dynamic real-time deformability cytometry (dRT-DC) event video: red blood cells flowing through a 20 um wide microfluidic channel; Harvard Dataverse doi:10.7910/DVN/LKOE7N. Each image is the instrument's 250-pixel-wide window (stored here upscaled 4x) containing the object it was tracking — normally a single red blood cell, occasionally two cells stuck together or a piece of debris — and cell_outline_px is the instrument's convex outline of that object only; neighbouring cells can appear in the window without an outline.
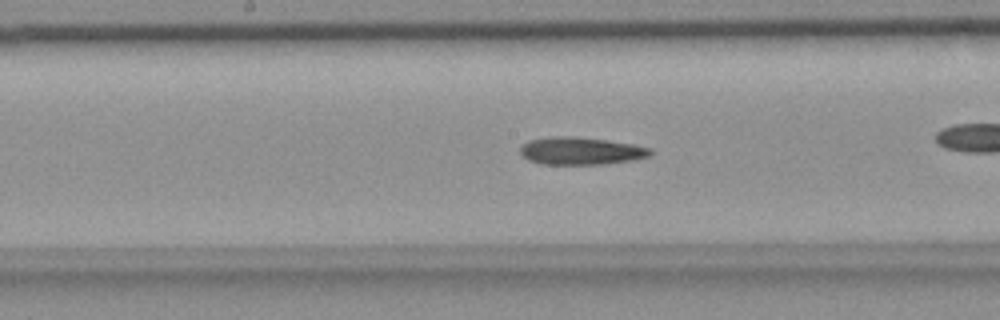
{"species": "common noctule bat (a hibernating species)", "species_latin": "Nyctalus noctula", "temperature_condition": "room temperature", "stored_images_in_passage": 46, "camera_frame_rate_fps": 3000, "um_per_image_px": 0.085, "animal": {"sex": "female", "body_mass_g": 18.4}, "frame": {"image": 1, "passage_image": 27, "time_ms": 8.667, "image_size_px": [1000, 320], "cell_outline_px": [[652, 152], [648, 156], [632, 160], [604, 164], [540, 164], [528, 160], [520, 152], [520, 148], [528, 140], [552, 136], [572, 136], [604, 140], [632, 144], [652, 148]], "centroid_in_image_um": [49.35, 12.83], "position_along_channel_um": 198.9, "area_um2": 20.75}}